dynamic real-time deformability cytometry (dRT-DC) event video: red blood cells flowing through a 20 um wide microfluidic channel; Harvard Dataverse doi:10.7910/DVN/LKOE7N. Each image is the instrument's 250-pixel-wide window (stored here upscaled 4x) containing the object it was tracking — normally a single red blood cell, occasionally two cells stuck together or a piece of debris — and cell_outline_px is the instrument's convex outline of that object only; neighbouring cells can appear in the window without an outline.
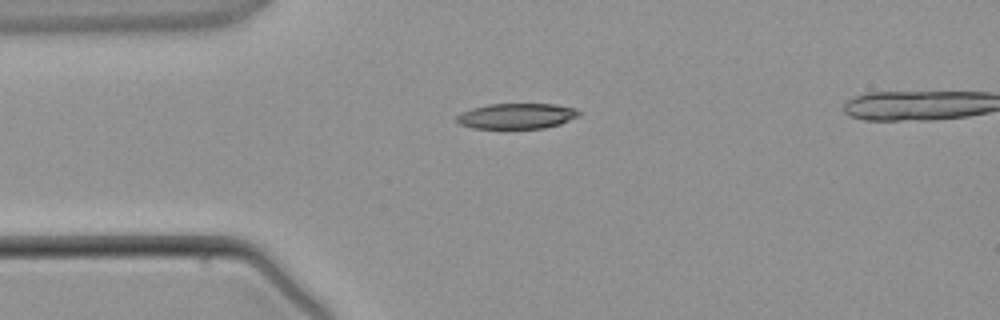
{"species": "common noctule bat (a hibernating species)", "species_latin": "Nyctalus noctula", "temperature_condition": "warm", "stored_images_in_passage": 2, "camera_frame_rate_fps": 3000, "um_per_image_px": 0.085, "animal": {"sex": "male", "body_mass_g": 21.5, "forearm_length_mm": 52.0}, "frame": {"image": 1, "passage_image": 1, "time_ms": 0.0, "image_size_px": [1000, 320], "cell_outline_px": [[580, 116], [560, 124], [544, 128], [472, 128], [460, 124], [456, 120], [456, 116], [472, 108], [488, 104], [556, 104], [576, 108], [580, 112]], "centroid_in_image_um": [43.96, 9.86], "position_along_channel_um": 41.0, "area_um2": 18.15}}